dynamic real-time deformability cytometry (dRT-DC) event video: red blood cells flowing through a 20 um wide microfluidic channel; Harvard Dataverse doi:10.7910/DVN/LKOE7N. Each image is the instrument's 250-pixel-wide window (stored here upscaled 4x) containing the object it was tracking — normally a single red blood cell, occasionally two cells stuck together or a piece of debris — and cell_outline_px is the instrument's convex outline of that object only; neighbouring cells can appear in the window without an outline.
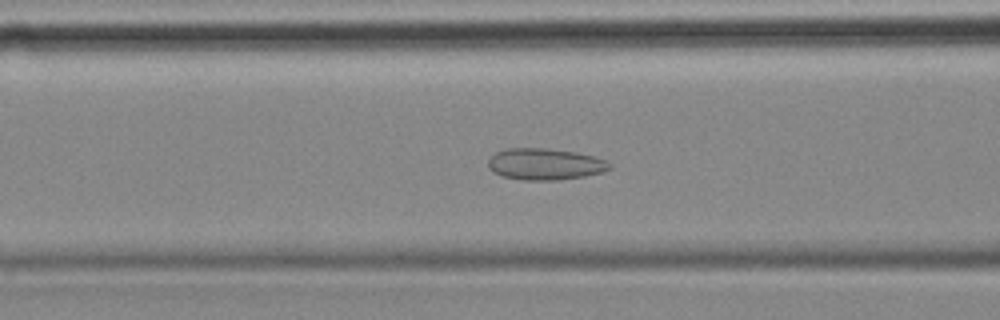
{"species": "common noctule bat (a hibernating species)", "species_latin": "Nyctalus noctula", "temperature_condition": "cold", "stored_images_in_passage": 55, "camera_frame_rate_fps": 3000, "um_per_image_px": 0.085, "animal": {"sex": "female", "body_mass_g": 18.4}, "frame": {"image": 1, "passage_image": 21, "time_ms": 6.667, "image_size_px": [1000, 320], "cell_outline_px": [[612, 168], [604, 172], [584, 176], [560, 180], [520, 180], [504, 176], [492, 172], [488, 168], [488, 160], [496, 152], [508, 148], [544, 148], [576, 152], [592, 156], [604, 160], [612, 164]], "centroid_in_image_um": [46.32, 13.96], "position_along_channel_um": 120.3, "area_um2": 22.37}}
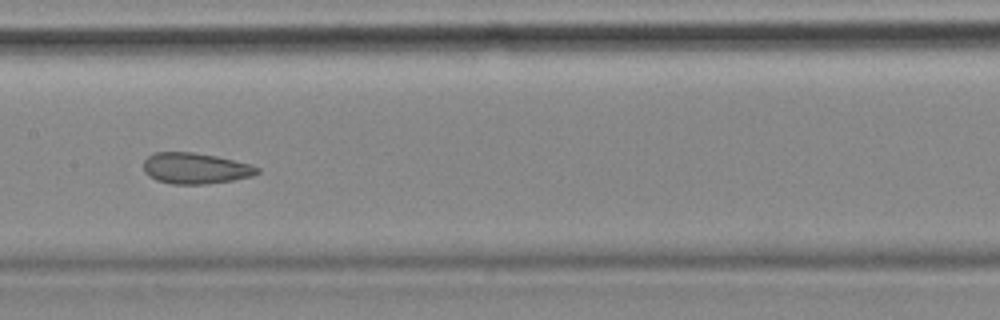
{"frame": {"image": 2, "passage_image": 27, "time_ms": 8.667, "image_size_px": [1000, 320], "cell_outline_px": [[260, 172], [252, 176], [232, 180], [204, 184], [172, 184], [156, 180], [148, 176], [144, 172], [144, 160], [152, 152], [192, 152], [216, 156], [252, 164], [260, 168]], "centroid_in_image_um": [16.6, 14.3], "position_along_channel_um": 190.8, "area_um2": 20.63}}
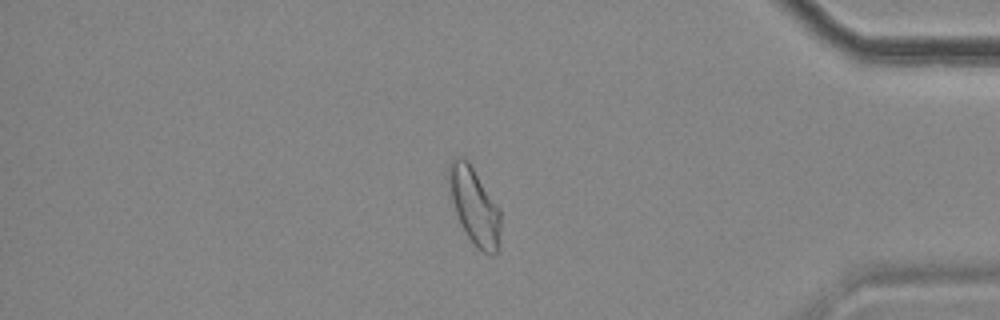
{"frame": {"image": 3, "passage_image": 47, "time_ms": 15.333, "image_size_px": [1000, 320], "cell_outline_px": [[500, 228], [496, 252], [492, 256], [484, 252], [468, 236], [456, 212], [452, 200], [448, 180], [448, 168], [452, 160], [460, 156], [464, 156], [468, 160], [500, 208]], "centroid_in_image_um": [40.33, 17.44], "position_along_channel_um": 394.9, "area_um2": 22.54}, "authors_computed_cell_mechanics": {"area_um2": 22.5998, "velocity_mm_per_s": 3.532, "shape_relaxation_time_tau1_ms": null, "shape_relaxation_time_tau2_ms": 1.8923, "deformation_change_tau1": null, "deformation_change_tau2": 0.0846}}